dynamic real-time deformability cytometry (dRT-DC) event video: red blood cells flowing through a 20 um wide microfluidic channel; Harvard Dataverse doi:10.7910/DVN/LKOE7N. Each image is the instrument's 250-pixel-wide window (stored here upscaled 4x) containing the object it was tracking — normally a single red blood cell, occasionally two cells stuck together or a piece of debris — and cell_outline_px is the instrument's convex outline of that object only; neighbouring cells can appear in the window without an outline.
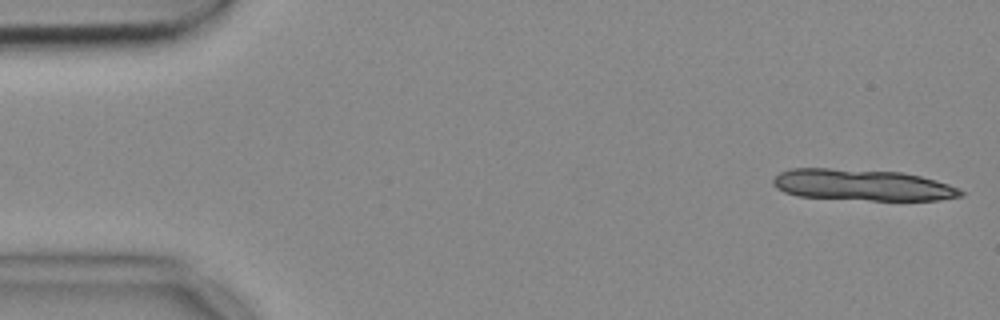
{"species": "common noctule bat (a hibernating species)", "species_latin": "Nyctalus noctula", "temperature_condition": "cold", "stored_images_in_passage": 11, "camera_frame_rate_fps": 3000, "um_per_image_px": 0.085, "animal": {"sex": "female", "body_mass_g": 18.4}, "frame": {"image": 1, "passage_image": 1, "time_ms": 0.0, "image_size_px": [1000, 320], "cell_outline_px": [[964, 196], [940, 200], [868, 200], [796, 196], [784, 192], [776, 188], [772, 184], [772, 180], [780, 172], [792, 168], [828, 168], [900, 172], [920, 176], [936, 180], [960, 188], [964, 192]], "centroid_in_image_um": [73.3, 15.73], "position_along_channel_um": 11.7, "area_um2": 34.39}}